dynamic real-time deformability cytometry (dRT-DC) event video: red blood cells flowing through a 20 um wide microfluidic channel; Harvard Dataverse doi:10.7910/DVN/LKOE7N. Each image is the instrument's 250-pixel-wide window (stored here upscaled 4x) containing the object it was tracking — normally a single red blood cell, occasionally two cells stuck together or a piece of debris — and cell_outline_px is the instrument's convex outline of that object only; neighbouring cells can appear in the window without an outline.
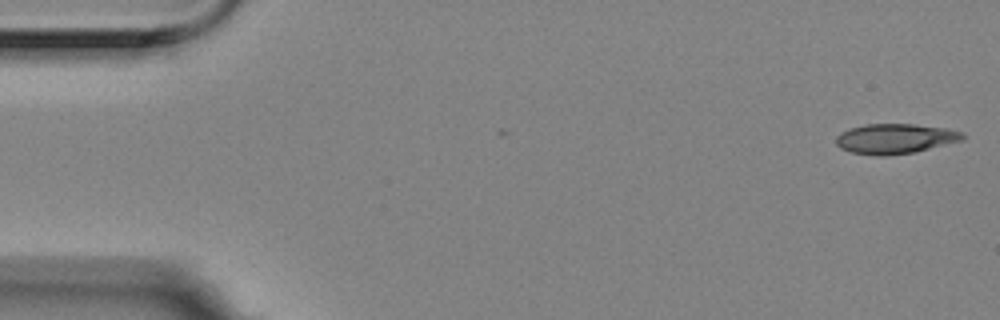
{"species": "Egyptian fruit bat (a non-hibernating species)", "species_latin": "Rousettus aegyptiacus", "temperature_condition": "room temperature", "stored_images_in_passage": 4, "camera_frame_rate_fps": 3000, "um_per_image_px": 0.085, "animal": {"sex": "female"}, "frame": {"image": 1, "passage_image": 1, "time_ms": 0.0, "image_size_px": [1000, 320], "cell_outline_px": [[964, 140], [916, 152], [888, 156], [876, 156], [852, 152], [840, 148], [836, 144], [836, 136], [840, 132], [848, 128], [864, 124], [912, 124], [944, 128], [964, 132]], "centroid_in_image_um": [76.07, 11.79], "position_along_channel_um": 8.9, "area_um2": 22.37}}
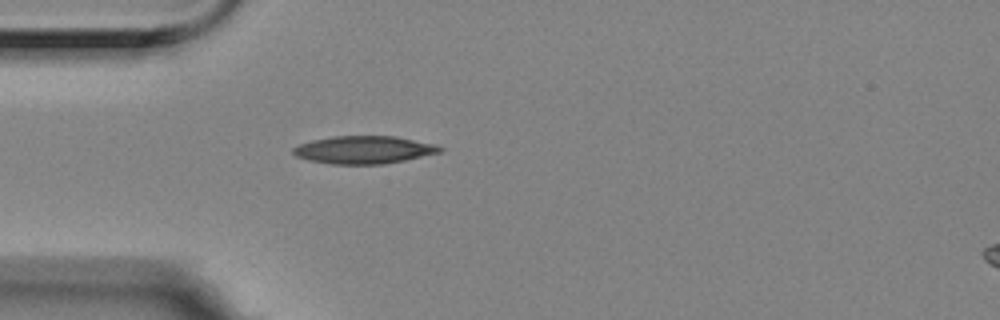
{"frame": {"image": 2, "passage_image": 4, "time_ms": 1.0, "image_size_px": [1000, 320], "cell_outline_px": [[444, 148], [440, 152], [404, 160], [384, 164], [332, 164], [308, 160], [296, 156], [292, 152], [292, 148], [300, 144], [312, 140], [332, 136], [396, 136], [436, 144]], "centroid_in_image_um": [30.92, 12.73], "position_along_channel_um": 54.1, "area_um2": 23.7}}